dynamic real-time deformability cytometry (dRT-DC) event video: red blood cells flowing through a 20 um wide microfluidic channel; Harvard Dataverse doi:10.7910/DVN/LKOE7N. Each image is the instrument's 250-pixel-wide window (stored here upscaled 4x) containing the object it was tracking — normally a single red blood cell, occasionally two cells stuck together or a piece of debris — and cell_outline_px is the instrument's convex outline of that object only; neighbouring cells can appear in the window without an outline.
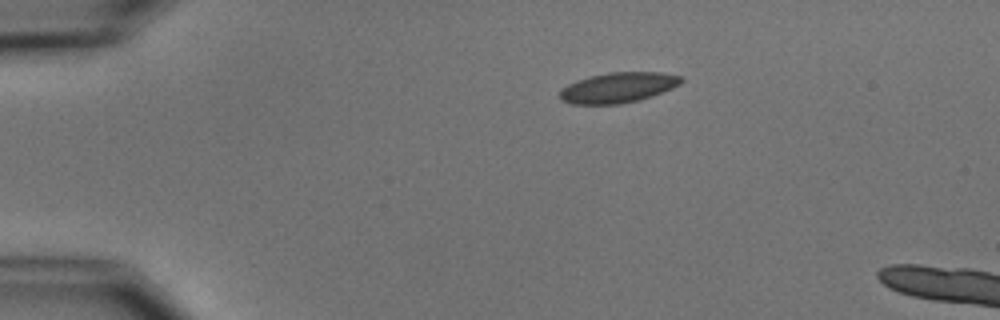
{"species": "common noctule bat (a hibernating species)", "species_latin": "Nyctalus noctula", "temperature_condition": "cold", "stored_images_in_passage": 2, "camera_frame_rate_fps": 3000, "um_per_image_px": 0.085, "animal": {"sex": "male", "body_mass_g": 15.6}, "frame": {"image": 1, "passage_image": 1, "time_ms": 0.0, "image_size_px": [1000, 320], "cell_outline_px": [[684, 80], [680, 84], [672, 88], [652, 96], [640, 100], [620, 104], [572, 104], [560, 100], [556, 96], [568, 84], [576, 80], [608, 72], [660, 72], [680, 76]], "centroid_in_image_um": [52.52, 7.45], "position_along_channel_um": 32.5, "area_um2": 21.5}}